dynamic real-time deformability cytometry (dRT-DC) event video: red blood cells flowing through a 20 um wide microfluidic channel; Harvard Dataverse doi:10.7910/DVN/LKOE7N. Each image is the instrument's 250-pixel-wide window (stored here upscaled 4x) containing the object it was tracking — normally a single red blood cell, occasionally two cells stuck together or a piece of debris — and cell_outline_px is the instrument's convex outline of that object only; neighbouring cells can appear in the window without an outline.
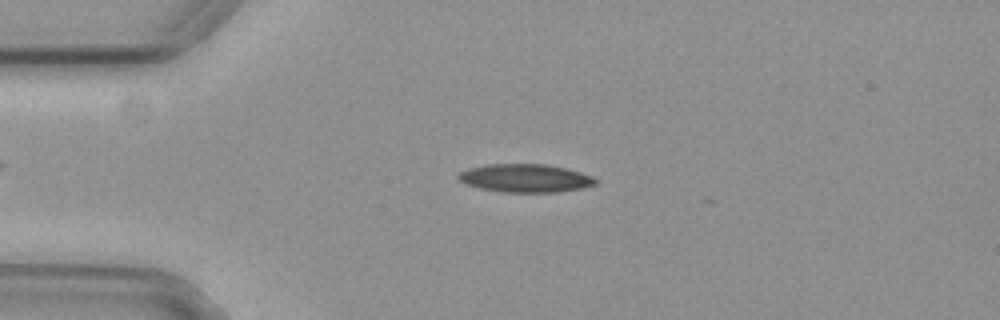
{"species": "common noctule bat (a hibernating species)", "species_latin": "Nyctalus noctula", "temperature_condition": "cold", "stored_images_in_passage": 47, "camera_frame_rate_fps": 3000, "um_per_image_px": 0.085, "animal": {"sex": "female", "body_mass_g": 29.2, "forearm_length_mm": 56.3}, "frame": {"image": 1, "passage_image": 12, "time_ms": 3.667, "image_size_px": [1000, 320], "cell_outline_px": [[600, 180], [596, 184], [580, 188], [556, 192], [504, 192], [480, 188], [468, 184], [460, 180], [456, 176], [460, 172], [468, 168], [488, 164], [544, 164], [564, 168], [580, 172], [592, 176]], "centroid_in_image_um": [44.66, 15.14], "position_along_channel_um": 40.3, "area_um2": 22.37}}
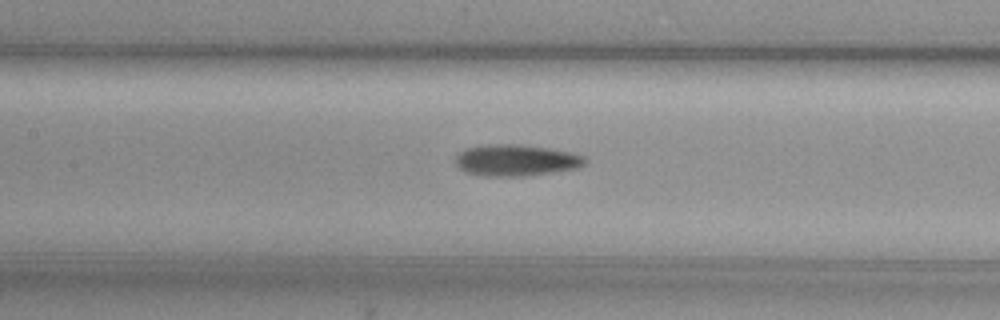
{"frame": {"image": 2, "passage_image": 24, "time_ms": 7.667, "image_size_px": [1000, 320], "cell_outline_px": [[588, 160], [584, 164], [576, 168], [552, 172], [524, 176], [480, 176], [468, 172], [460, 168], [456, 164], [456, 156], [460, 152], [468, 148], [480, 144], [520, 144], [548, 148], [572, 152], [584, 156]], "centroid_in_image_um": [43.87, 13.61], "position_along_channel_um": 163.5, "area_um2": 23.76}}
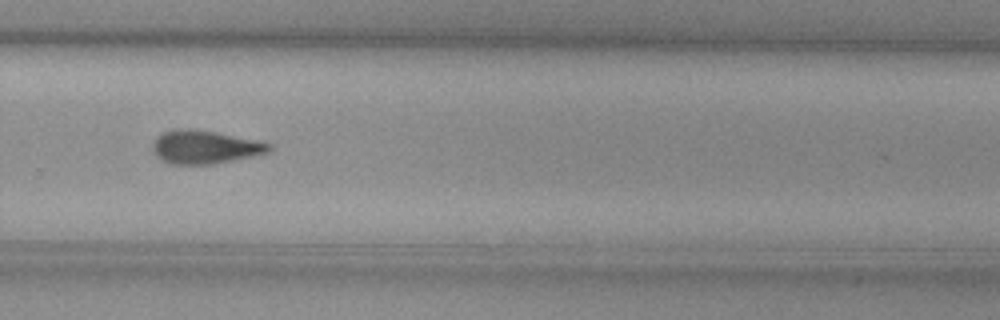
{"frame": {"image": 3, "passage_image": 36, "time_ms": 11.667, "image_size_px": [1000, 320], "cell_outline_px": [[272, 148], [268, 152], [252, 156], [212, 164], [172, 164], [156, 156], [152, 148], [152, 144], [156, 136], [164, 132], [176, 128], [192, 128], [216, 132], [256, 140], [272, 144]], "centroid_in_image_um": [17.39, 12.48], "position_along_channel_um": 312.4, "area_um2": 22.54}, "authors_computed_cell_mechanics": {"area_um2": 22.3686, "velocity_mm_per_s": 3.7382, "shape_relaxation_time_tau1_ms": 5.2344, "shape_relaxation_time_tau2_ms": 10.1089, "deformation_change_tau1": 0.1872, "deformation_change_tau2": 0.2166}}